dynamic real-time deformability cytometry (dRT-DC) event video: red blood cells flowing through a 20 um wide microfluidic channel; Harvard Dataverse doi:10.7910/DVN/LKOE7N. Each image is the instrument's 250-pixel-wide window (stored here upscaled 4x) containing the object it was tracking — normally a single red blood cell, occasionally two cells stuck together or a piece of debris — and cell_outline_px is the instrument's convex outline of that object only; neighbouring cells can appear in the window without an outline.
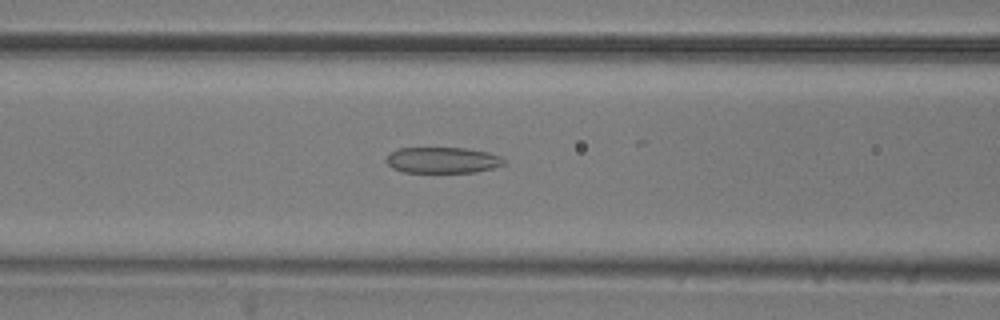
{"species": "common noctule bat (a hibernating species)", "species_latin": "Nyctalus noctula", "temperature_condition": "room temperature", "stored_images_in_passage": 53, "camera_frame_rate_fps": 3000, "um_per_image_px": 0.085, "animal": {"sex": "male", "body_mass_g": 20.5, "forearm_length_mm": 52.5}, "frame": {"image": 1, "passage_image": 21, "time_ms": 6.667, "image_size_px": [1000, 320], "cell_outline_px": [[508, 160], [504, 164], [492, 168], [476, 172], [404, 172], [392, 168], [384, 160], [388, 152], [400, 148], [464, 148], [488, 152], [500, 156]], "centroid_in_image_um": [37.6, 13.61], "position_along_channel_um": 129.0, "area_um2": 17.98}}
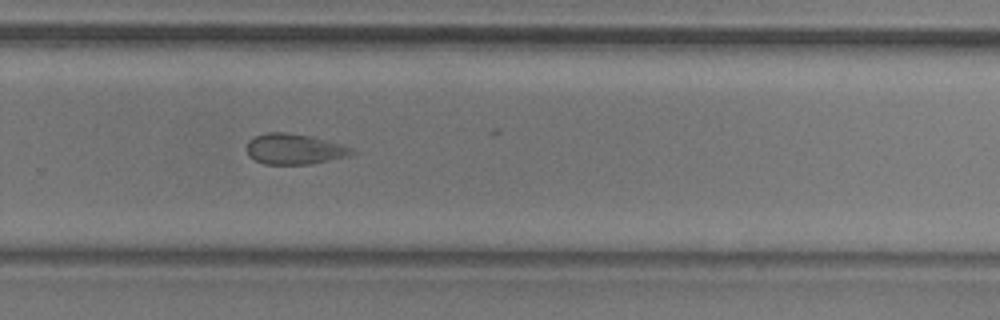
{"frame": {"image": 2, "passage_image": 35, "time_ms": 11.333, "image_size_px": [1000, 320], "cell_outline_px": [[356, 152], [348, 156], [312, 164], [264, 164], [248, 156], [248, 140], [256, 136], [268, 132], [284, 132], [308, 136], [340, 144], [352, 148]], "centroid_in_image_um": [25.01, 12.68], "position_along_channel_um": 304.8, "area_um2": 18.44}}
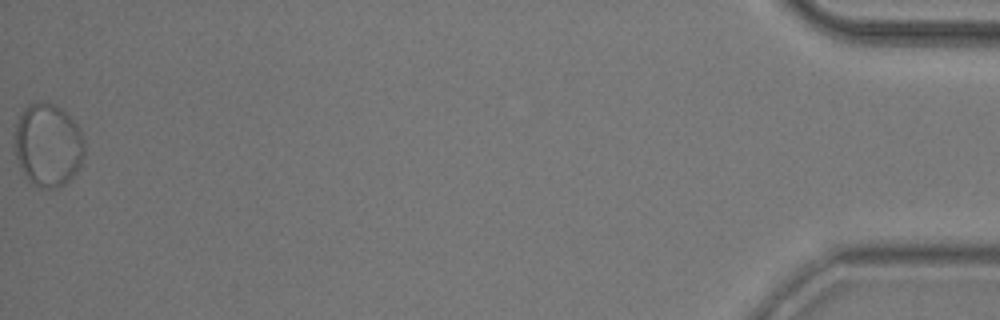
{"frame": {"image": 3, "passage_image": 53, "time_ms": 17.333, "image_size_px": [1000, 320], "cell_outline_px": [[84, 156], [80, 168], [64, 184], [56, 188], [40, 188], [28, 180], [20, 168], [16, 156], [16, 124], [24, 108], [28, 104], [56, 104], [76, 124], [84, 140]], "centroid_in_image_um": [4.09, 12.37], "position_along_channel_um": 431.1, "area_um2": 33.29}, "authors_computed_cell_mechanics": {"area_um2": 24.2182, "velocity_mm_per_s": 3.7714, "shape_relaxation_time_tau1_ms": null, "shape_relaxation_time_tau2_ms": 2.0324, "deformation_change_tau1": null, "deformation_change_tau2": 0.0842}}